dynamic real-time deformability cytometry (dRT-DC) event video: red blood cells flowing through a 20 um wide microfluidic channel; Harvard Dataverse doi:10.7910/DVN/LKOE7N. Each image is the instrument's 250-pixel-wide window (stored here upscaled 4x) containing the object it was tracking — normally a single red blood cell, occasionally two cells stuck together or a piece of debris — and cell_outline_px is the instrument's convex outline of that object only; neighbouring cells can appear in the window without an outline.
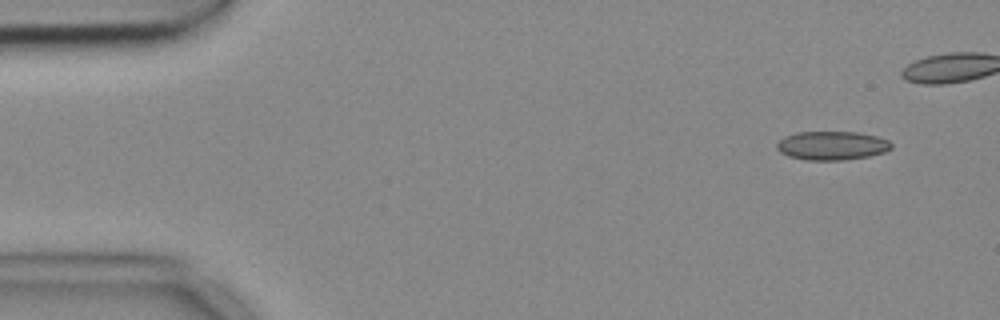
{"species": "common noctule bat (a hibernating species)", "species_latin": "Nyctalus noctula", "temperature_condition": "cold", "stored_images_in_passage": 5, "camera_frame_rate_fps": 3000, "um_per_image_px": 0.085, "animal": {"sex": "female", "body_mass_g": 18.4}, "frame": {"image": 1, "passage_image": 1, "time_ms": 0.0, "image_size_px": [1000, 320], "cell_outline_px": [[892, 148], [884, 152], [868, 156], [844, 160], [808, 160], [788, 156], [780, 152], [776, 148], [776, 144], [784, 136], [796, 132], [856, 132], [876, 136], [888, 140], [892, 144]], "centroid_in_image_um": [70.7, 12.37], "position_along_channel_um": 14.3, "area_um2": 19.19}}